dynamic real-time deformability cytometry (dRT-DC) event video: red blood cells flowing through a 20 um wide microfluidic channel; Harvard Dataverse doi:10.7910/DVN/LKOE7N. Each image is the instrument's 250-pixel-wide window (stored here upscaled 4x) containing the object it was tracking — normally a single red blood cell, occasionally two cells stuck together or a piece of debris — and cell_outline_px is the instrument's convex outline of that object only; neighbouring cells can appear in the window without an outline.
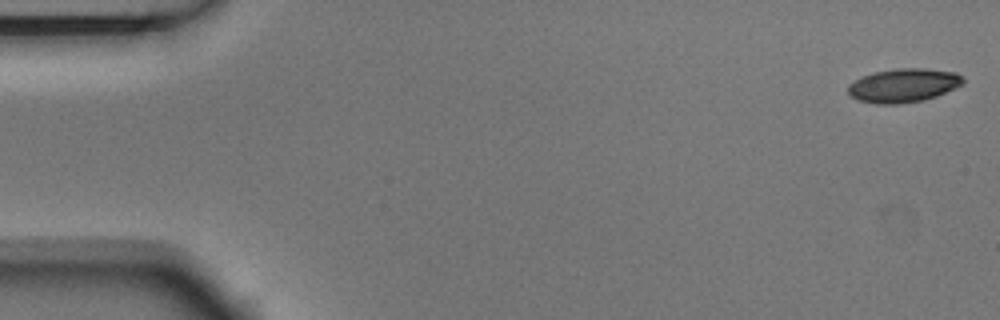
{"species": "Egyptian fruit bat (a non-hibernating species)", "species_latin": "Rousettus aegyptiacus", "temperature_condition": "room temperature", "stored_images_in_passage": 3, "camera_frame_rate_fps": 3000, "um_per_image_px": 0.085, "animal": {"sex": "male"}, "frame": {"image": 1, "passage_image": 1, "time_ms": 0.0, "image_size_px": [1000, 320], "cell_outline_px": [[964, 84], [956, 88], [936, 96], [924, 100], [900, 104], [876, 104], [856, 100], [848, 92], [848, 84], [864, 76], [876, 72], [896, 68], [924, 68], [956, 72], [964, 76]], "centroid_in_image_um": [76.84, 7.26], "position_along_channel_um": 8.2, "area_um2": 22.77}}